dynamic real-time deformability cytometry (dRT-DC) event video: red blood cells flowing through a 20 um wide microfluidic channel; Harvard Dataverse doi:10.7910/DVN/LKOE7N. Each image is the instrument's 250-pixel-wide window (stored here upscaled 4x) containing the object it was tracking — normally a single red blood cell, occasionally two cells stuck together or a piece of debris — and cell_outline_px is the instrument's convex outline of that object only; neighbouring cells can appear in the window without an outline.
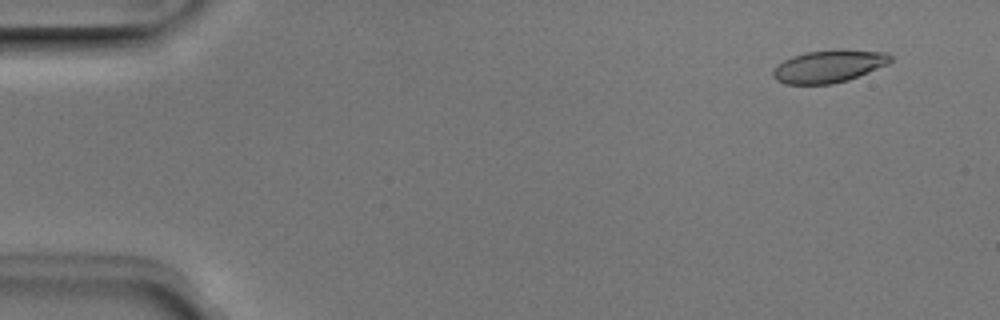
{"species": "Egyptian fruit bat (a non-hibernating species)", "species_latin": "Rousettus aegyptiacus", "temperature_condition": "room temperature", "stored_images_in_passage": 23, "camera_frame_rate_fps": 3000, "um_per_image_px": 0.085, "animal": {"sex": "male"}, "frame": {"image": 1, "passage_image": 4, "time_ms": 1.0, "image_size_px": [1000, 320], "cell_outline_px": [[892, 60], [888, 64], [848, 80], [832, 84], [784, 84], [776, 80], [772, 76], [772, 72], [776, 64], [792, 56], [808, 52], [836, 48], [840, 48], [888, 52], [892, 56]], "centroid_in_image_um": [70.45, 5.61], "position_along_channel_um": 14.5, "area_um2": 22.66}}
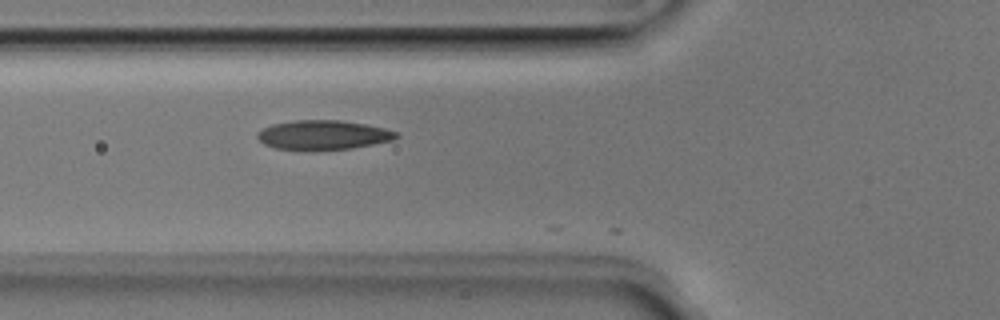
{"frame": {"image": 2, "passage_image": 19, "time_ms": 6.0, "image_size_px": [1000, 320], "cell_outline_px": [[400, 136], [392, 140], [352, 148], [276, 148], [264, 144], [256, 136], [256, 132], [272, 124], [292, 120], [340, 120], [368, 124], [384, 128], [396, 132]], "centroid_in_image_um": [27.48, 11.43], "position_along_channel_um": 98.3, "area_um2": 23.18}}
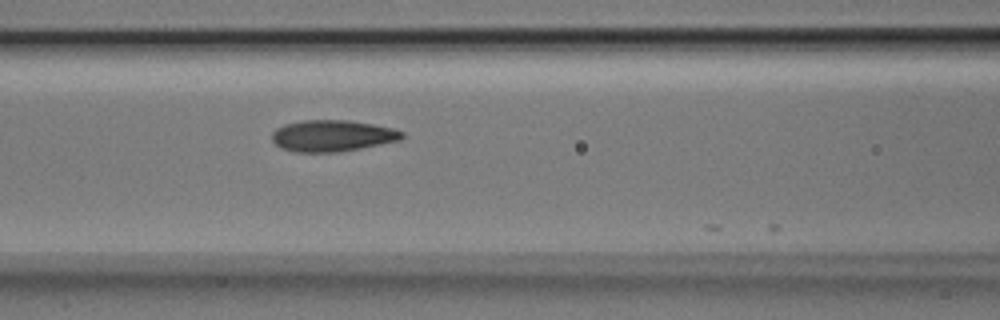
{"frame": {"image": 3, "passage_image": 22, "time_ms": 7.0, "image_size_px": [1000, 320], "cell_outline_px": [[404, 136], [400, 140], [340, 152], [296, 152], [280, 148], [272, 140], [272, 132], [276, 128], [284, 124], [304, 120], [348, 120], [372, 124], [392, 128], [404, 132]], "centroid_in_image_um": [28.22, 11.54], "position_along_channel_um": 138.4, "area_um2": 23.81}}